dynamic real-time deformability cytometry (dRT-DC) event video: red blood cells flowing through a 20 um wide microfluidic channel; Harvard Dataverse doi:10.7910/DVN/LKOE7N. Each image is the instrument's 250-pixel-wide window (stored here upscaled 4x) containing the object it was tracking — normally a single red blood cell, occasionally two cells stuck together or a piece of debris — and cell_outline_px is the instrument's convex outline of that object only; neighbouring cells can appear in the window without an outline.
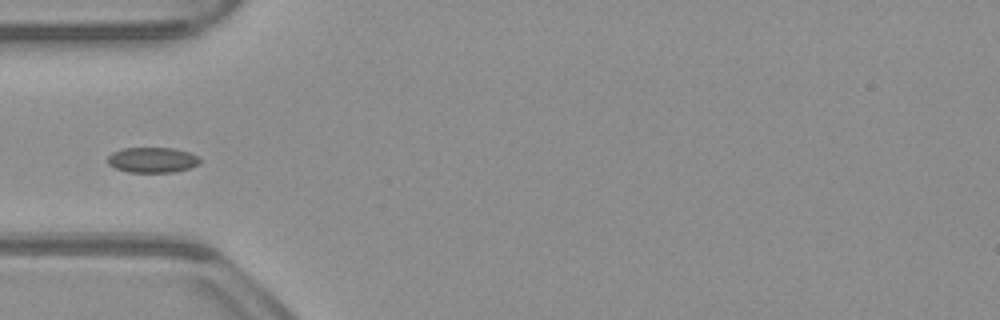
{"species": "common noctule bat (a hibernating species)", "species_latin": "Nyctalus noctula", "temperature_condition": "warm", "stored_images_in_passage": 37, "camera_frame_rate_fps": 3000, "um_per_image_px": 0.085, "animal": {"sex": "male", "body_mass_g": 23.1, "forearm_length_mm": 52.7}, "frame": {"image": 1, "passage_image": 1, "time_ms": 0.0, "image_size_px": [1000, 320], "cell_outline_px": [[200, 164], [188, 168], [172, 172], [128, 172], [116, 168], [108, 164], [108, 156], [112, 152], [124, 148], [172, 148], [188, 152], [196, 156], [200, 160]], "centroid_in_image_um": [12.93, 13.59], "position_along_channel_um": 72.1, "area_um2": 13.47}}
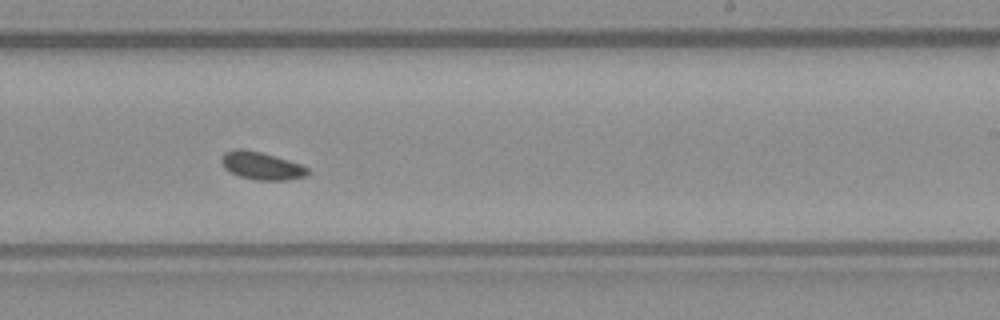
{"frame": {"image": 2, "passage_image": 16, "time_ms": 5.0, "image_size_px": [1000, 320], "cell_outline_px": [[308, 176], [288, 180], [256, 180], [240, 176], [224, 168], [220, 160], [224, 152], [236, 148], [244, 148], [276, 156], [300, 164], [308, 168]], "centroid_in_image_um": [22.22, 14.08], "position_along_channel_um": 266.8, "area_um2": 13.99}}
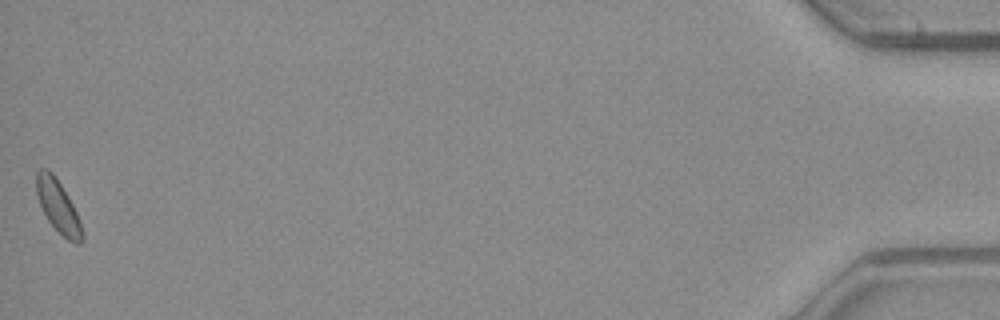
{"frame": {"image": 3, "passage_image": 37, "time_ms": 12.0, "image_size_px": [1000, 320], "cell_outline_px": [[84, 240], [80, 244], [76, 244], [68, 240], [48, 220], [40, 204], [36, 192], [36, 172], [40, 168], [48, 168], [52, 172], [68, 196], [80, 220], [84, 236]], "centroid_in_image_um": [4.95, 17.54], "position_along_channel_um": 430.3, "area_um2": 13.81}}